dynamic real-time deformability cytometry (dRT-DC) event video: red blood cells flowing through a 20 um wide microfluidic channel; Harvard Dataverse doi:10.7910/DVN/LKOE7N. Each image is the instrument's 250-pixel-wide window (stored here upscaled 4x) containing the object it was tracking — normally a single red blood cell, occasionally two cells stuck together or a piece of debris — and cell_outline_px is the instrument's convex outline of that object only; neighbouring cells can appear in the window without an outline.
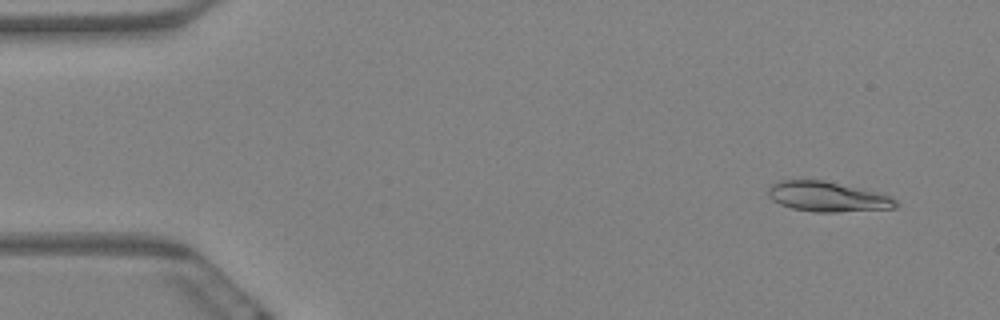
{"species": "Egyptian fruit bat (a non-hibernating species)", "species_latin": "Rousettus aegyptiacus", "temperature_condition": "warm", "stored_images_in_passage": 5, "camera_frame_rate_fps": 3000, "um_per_image_px": 0.085, "animal": {"sex": "female"}, "frame": {"image": 1, "passage_image": 2, "time_ms": 0.333, "image_size_px": [1000, 320], "cell_outline_px": [[900, 204], [896, 208], [836, 212], [816, 212], [792, 208], [780, 204], [772, 200], [768, 196], [768, 188], [772, 184], [780, 180], [824, 180], [876, 192], [888, 196], [896, 200]], "centroid_in_image_um": [70.32, 16.72], "position_along_channel_um": 14.7, "area_um2": 22.2}}
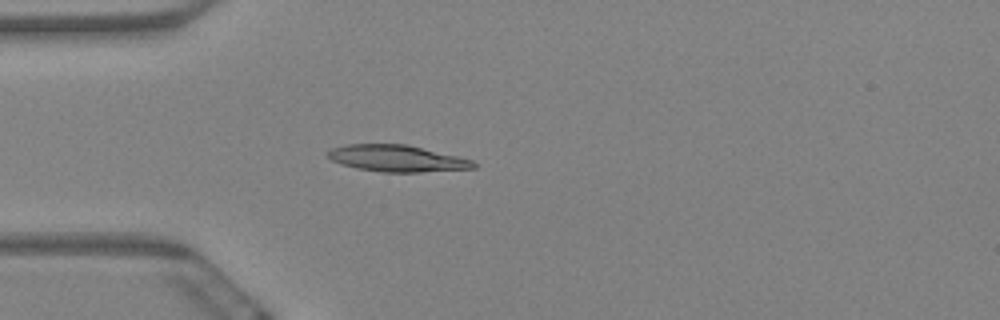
{"frame": {"image": 2, "passage_image": 5, "time_ms": 1.333, "image_size_px": [1000, 320], "cell_outline_px": [[476, 168], [420, 172], [380, 172], [356, 168], [332, 160], [328, 156], [328, 152], [332, 148], [348, 144], [408, 144], [460, 156], [472, 160], [476, 164]], "centroid_in_image_um": [33.8, 13.46], "position_along_channel_um": 51.2, "area_um2": 22.6}}